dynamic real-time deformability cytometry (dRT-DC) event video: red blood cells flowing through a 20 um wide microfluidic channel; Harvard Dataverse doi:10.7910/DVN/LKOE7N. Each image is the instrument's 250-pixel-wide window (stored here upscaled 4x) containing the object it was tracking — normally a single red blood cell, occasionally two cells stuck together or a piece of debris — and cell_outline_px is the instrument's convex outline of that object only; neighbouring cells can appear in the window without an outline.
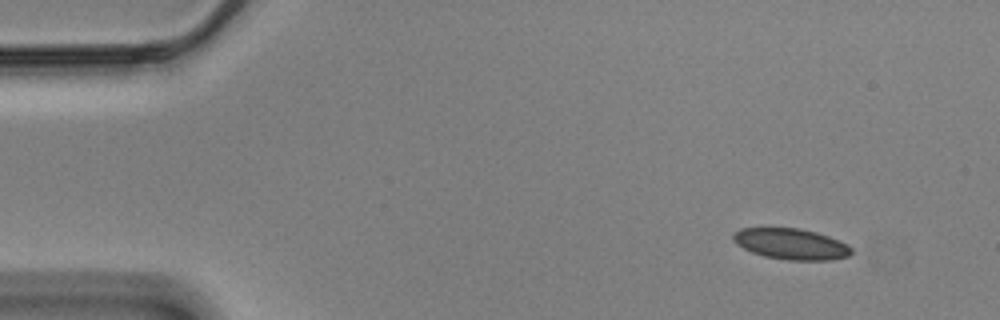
{"species": "Egyptian fruit bat (a non-hibernating species)", "species_latin": "Rousettus aegyptiacus", "temperature_condition": "cold", "stored_images_in_passage": 52, "camera_frame_rate_fps": 3000, "um_per_image_px": 0.085, "animal": {"sex": "male"}, "frame": {"image": 1, "passage_image": 1, "time_ms": 0.0, "image_size_px": [1000, 320], "cell_outline_px": [[852, 252], [848, 256], [832, 260], [788, 260], [764, 256], [752, 252], [736, 244], [732, 240], [732, 232], [740, 228], [800, 228], [816, 232], [828, 236], [848, 244], [852, 248]], "centroid_in_image_um": [67.22, 20.73], "position_along_channel_um": 17.8, "area_um2": 21.44}}
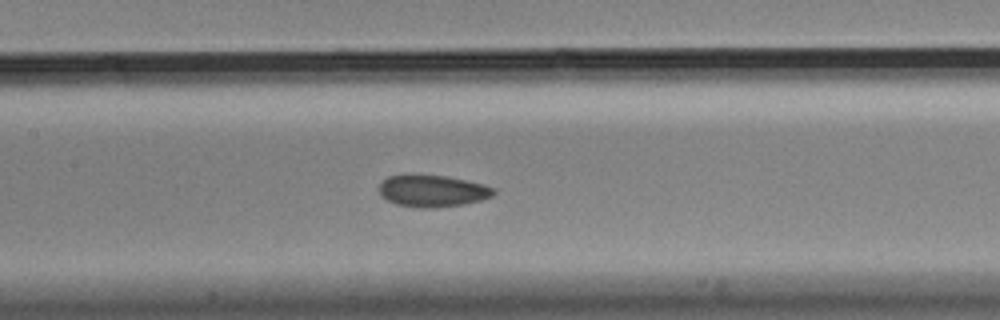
{"frame": {"image": 2, "passage_image": 22, "time_ms": 7.0, "image_size_px": [1000, 320], "cell_outline_px": [[496, 192], [492, 196], [480, 200], [464, 204], [436, 208], [420, 208], [396, 204], [388, 200], [380, 192], [380, 180], [388, 176], [444, 176], [464, 180], [496, 188]], "centroid_in_image_um": [36.77, 16.25], "position_along_channel_um": 170.6, "area_um2": 20.81}}
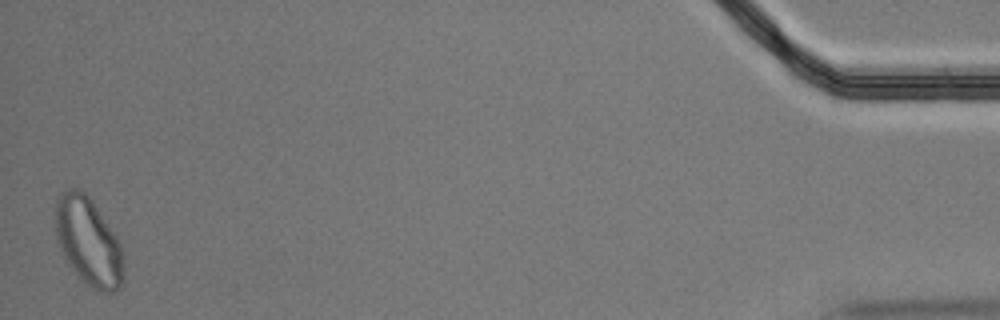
{"frame": {"image": 3, "passage_image": 52, "time_ms": 17.0, "image_size_px": [1000, 320], "cell_outline_px": [[124, 276], [120, 288], [116, 292], [96, 292], [72, 268], [64, 256], [56, 240], [56, 200], [60, 192], [68, 188], [76, 188], [84, 192], [92, 200], [116, 236], [120, 244], [124, 256]], "centroid_in_image_um": [7.53, 20.54], "position_along_channel_um": 427.7, "area_um2": 34.97}, "authors_computed_cell_mechanics": {"area_um2": 21.6172, "velocity_mm_per_s": 3.4753, "shape_relaxation_time_tau1_ms": 9.1282, "shape_relaxation_time_tau2_ms": 1.8165, "deformation_change_tau1": 0.121, "deformation_change_tau2": 0.0617}}